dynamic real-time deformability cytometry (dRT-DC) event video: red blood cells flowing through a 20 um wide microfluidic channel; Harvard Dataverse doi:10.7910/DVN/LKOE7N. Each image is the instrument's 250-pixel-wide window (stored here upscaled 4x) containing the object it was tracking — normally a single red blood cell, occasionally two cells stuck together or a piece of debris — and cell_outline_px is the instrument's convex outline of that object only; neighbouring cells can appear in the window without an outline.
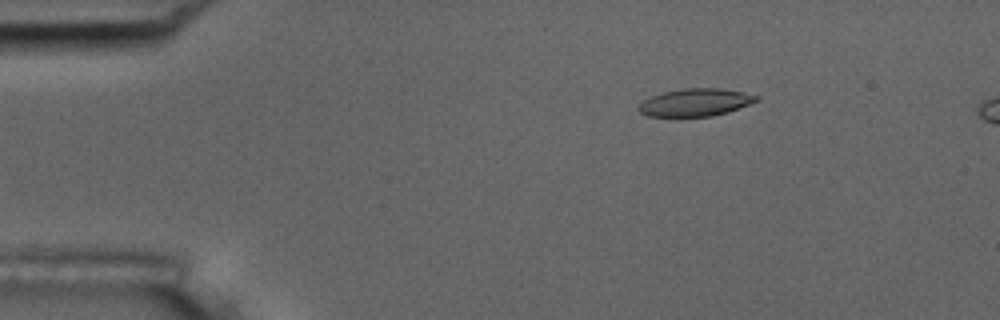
{"species": "common noctule bat (a hibernating species)", "species_latin": "Nyctalus noctula", "temperature_condition": "room temperature", "stored_images_in_passage": 9, "camera_frame_rate_fps": 3000, "um_per_image_px": 0.085, "animal": {"sex": "male", "body_mass_g": 17.5, "forearm_length_mm": 52.3}, "frame": {"image": 1, "passage_image": 3, "time_ms": 2.333, "image_size_px": [1000, 320], "cell_outline_px": [[760, 100], [728, 112], [712, 116], [648, 116], [640, 112], [636, 108], [644, 100], [652, 96], [664, 92], [684, 88], [720, 88], [744, 92], [760, 96]], "centroid_in_image_um": [59.14, 8.7], "position_along_channel_um": 25.9, "area_um2": 18.9}}
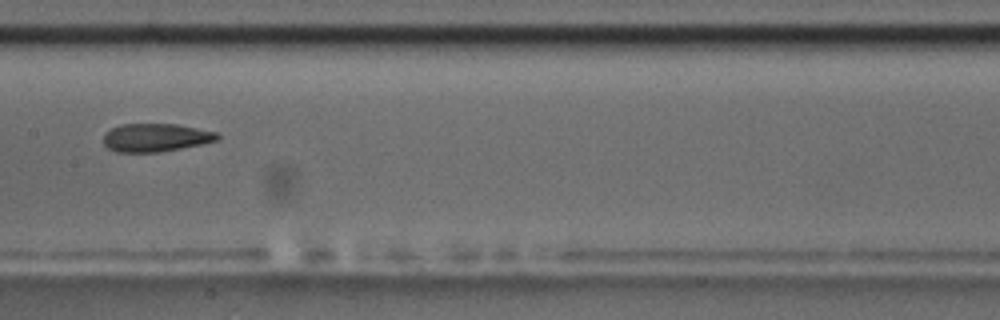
{"frame": {"image": 2, "passage_image": 8, "time_ms": 9.0, "image_size_px": [1000, 320], "cell_outline_px": [[220, 136], [216, 140], [204, 144], [160, 152], [116, 152], [108, 148], [104, 144], [104, 132], [120, 124], [176, 124], [216, 132]], "centroid_in_image_um": [13.21, 11.7], "position_along_channel_um": 194.2, "area_um2": 18.73}}